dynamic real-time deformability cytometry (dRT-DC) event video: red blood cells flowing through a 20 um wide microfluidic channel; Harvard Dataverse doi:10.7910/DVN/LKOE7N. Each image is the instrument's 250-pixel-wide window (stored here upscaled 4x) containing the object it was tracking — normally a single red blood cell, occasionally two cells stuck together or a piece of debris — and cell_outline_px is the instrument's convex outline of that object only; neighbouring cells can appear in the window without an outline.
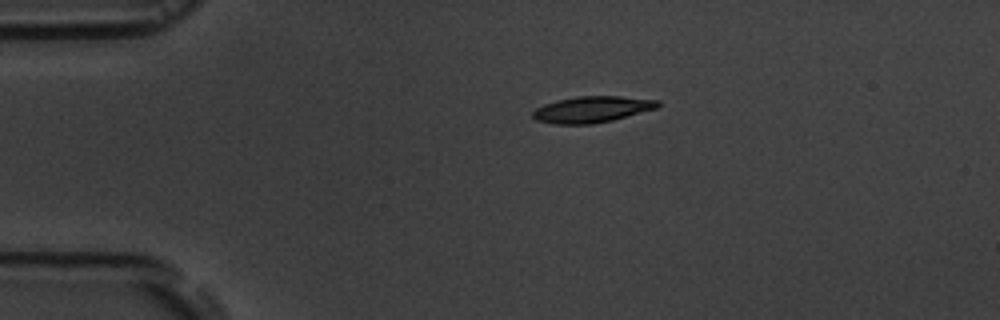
{"species": "common noctule bat (a hibernating species)", "species_latin": "Nyctalus noctula", "temperature_condition": "room temperature", "stored_images_in_passage": 3, "camera_frame_rate_fps": 3000, "um_per_image_px": 0.085, "animal": {"sex": "male", "body_mass_g": 19.5, "forearm_length_mm": 54.6}, "frame": {"image": 1, "passage_image": 1, "time_ms": 0.0, "image_size_px": [1000, 320], "cell_outline_px": [[660, 104], [656, 108], [612, 120], [592, 124], [556, 124], [536, 120], [532, 116], [532, 112], [536, 108], [544, 104], [556, 100], [576, 96], [620, 96], [660, 100]], "centroid_in_image_um": [50.3, 9.29], "position_along_channel_um": 34.7, "area_um2": 19.07}}
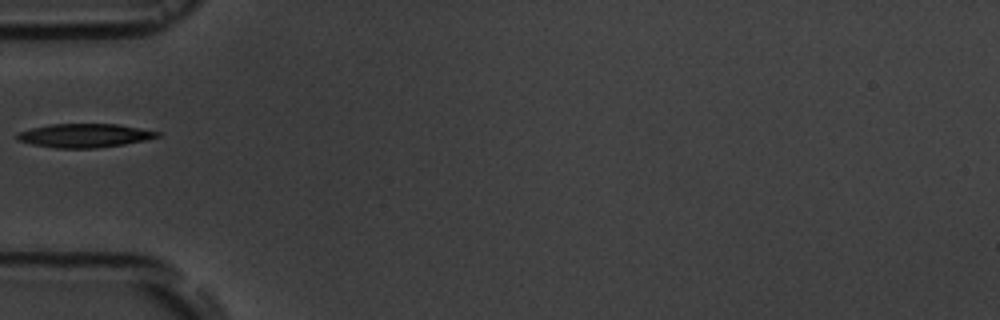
{"frame": {"image": 2, "passage_image": 3, "time_ms": 2.333, "image_size_px": [1000, 320], "cell_outline_px": [[160, 136], [144, 140], [124, 144], [96, 148], [56, 148], [32, 144], [16, 140], [12, 136], [16, 132], [48, 124], [116, 124], [140, 128], [160, 132]], "centroid_in_image_um": [7.1, 11.52], "position_along_channel_um": 77.9, "area_um2": 19.48}}